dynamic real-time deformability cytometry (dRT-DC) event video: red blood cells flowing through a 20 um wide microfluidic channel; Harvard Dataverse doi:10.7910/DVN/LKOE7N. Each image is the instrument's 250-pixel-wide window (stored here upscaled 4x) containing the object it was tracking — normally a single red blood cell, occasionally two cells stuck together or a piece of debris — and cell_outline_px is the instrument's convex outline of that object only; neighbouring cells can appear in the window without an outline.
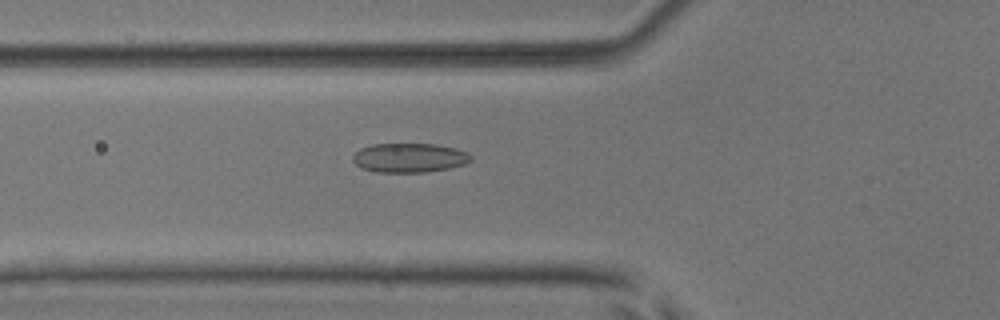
{"species": "common noctule bat (a hibernating species)", "species_latin": "Nyctalus noctula", "temperature_condition": "room temperature", "stored_images_in_passage": 52, "camera_frame_rate_fps": 3000, "um_per_image_px": 0.085, "animal": {"sex": "male", "body_mass_g": 17.9, "forearm_length_mm": 54.2}, "frame": {"image": 1, "passage_image": 19, "time_ms": 6.0, "image_size_px": [1000, 320], "cell_outline_px": [[472, 160], [464, 164], [448, 168], [424, 172], [376, 172], [360, 168], [352, 160], [352, 156], [360, 148], [372, 144], [436, 144], [456, 148], [468, 152], [472, 156]], "centroid_in_image_um": [34.79, 13.41], "position_along_channel_um": 91.0, "area_um2": 20.23}}
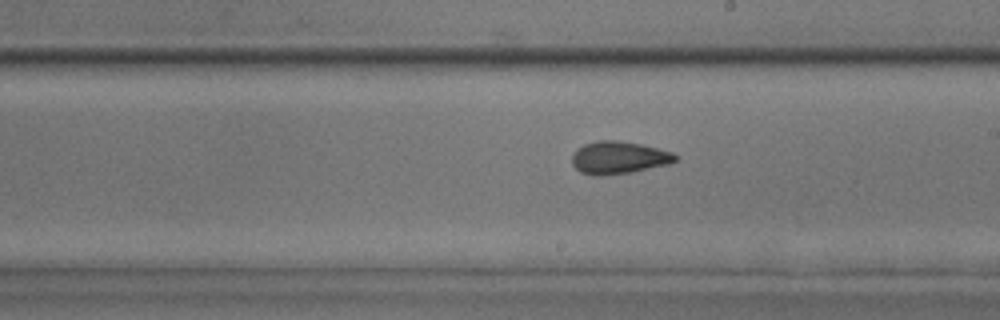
{"frame": {"image": 2, "passage_image": 30, "time_ms": 9.667, "image_size_px": [1000, 320], "cell_outline_px": [[680, 156], [676, 160], [668, 164], [632, 172], [600, 176], [596, 176], [580, 172], [572, 164], [572, 156], [576, 148], [584, 144], [596, 140], [616, 140], [640, 144], [672, 152]], "centroid_in_image_um": [52.57, 13.4], "position_along_channel_um": 236.4, "area_um2": 19.65}}
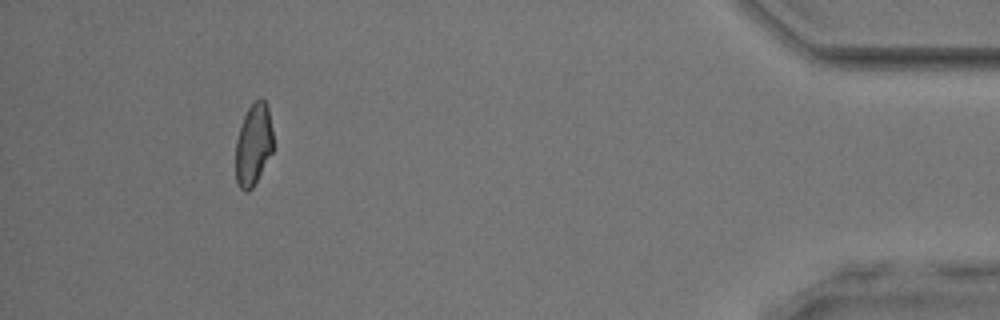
{"frame": {"image": 3, "passage_image": 48, "time_ms": 15.667, "image_size_px": [1000, 320], "cell_outline_px": [[272, 152], [252, 188], [248, 192], [244, 192], [240, 188], [236, 180], [236, 140], [244, 116], [248, 108], [260, 96], [264, 100], [268, 108], [272, 128]], "centroid_in_image_um": [21.53, 12.29], "position_along_channel_um": 413.7, "area_um2": 17.69}, "authors_computed_cell_mechanics": {"area_um2": 19.3052, "velocity_mm_per_s": 3.9683, "shape_relaxation_time_tau1_ms": null, "shape_relaxation_time_tau2_ms": 1.9814, "deformation_change_tau1": null, "deformation_change_tau2": 0.0896}}